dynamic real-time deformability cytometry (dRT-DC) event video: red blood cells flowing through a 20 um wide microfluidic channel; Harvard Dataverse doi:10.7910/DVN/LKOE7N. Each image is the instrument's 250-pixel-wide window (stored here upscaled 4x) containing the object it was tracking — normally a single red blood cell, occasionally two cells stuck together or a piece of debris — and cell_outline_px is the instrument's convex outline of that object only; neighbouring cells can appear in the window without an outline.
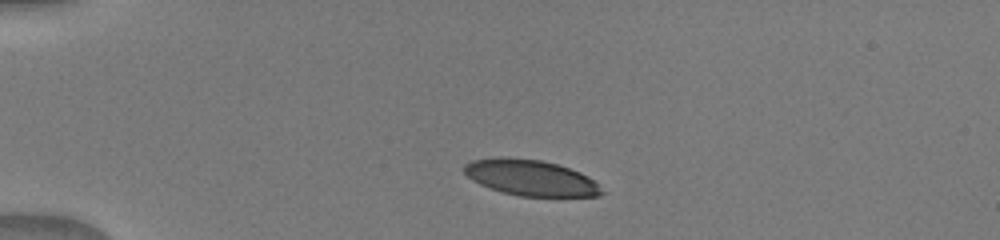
{"species": "human", "species_latin": "Homo sapiens", "temperature_condition": "warm", "stored_images_in_passage": 5, "camera_frame_rate_fps": 3000, "um_per_image_px": 0.085, "donor": {"sex": "male"}, "frame": {"image": 1, "passage_image": 1, "time_ms": 0.0, "image_size_px": [1000, 240], "cell_outline_px": [[604, 192], [600, 196], [520, 196], [504, 192], [480, 184], [472, 180], [464, 172], [464, 164], [472, 160], [500, 156], [508, 156], [544, 160], [580, 172], [588, 176]], "centroid_in_image_um": [45.08, 15.08], "position_along_channel_um": 39.9, "area_um2": 28.67}}